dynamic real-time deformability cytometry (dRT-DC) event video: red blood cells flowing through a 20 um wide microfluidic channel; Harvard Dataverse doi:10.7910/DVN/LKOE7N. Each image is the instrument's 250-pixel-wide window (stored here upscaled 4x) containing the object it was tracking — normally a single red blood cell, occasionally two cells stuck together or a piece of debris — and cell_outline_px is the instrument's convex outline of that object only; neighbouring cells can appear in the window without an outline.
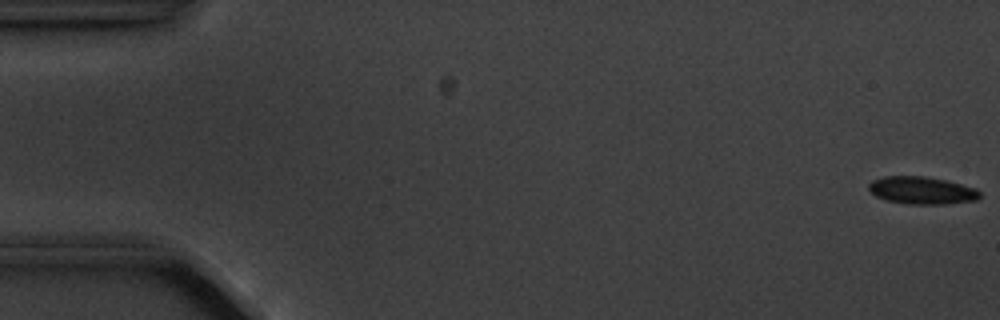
{"species": "common noctule bat (a hibernating species)", "species_latin": "Nyctalus noctula", "temperature_condition": "cold", "stored_images_in_passage": 5, "camera_frame_rate_fps": 3000, "um_per_image_px": 0.085, "animal": {"sex": "male", "body_mass_g": 20.1, "forearm_length_mm": 53.5}, "frame": {"image": 1, "passage_image": 1, "time_ms": 0.0, "image_size_px": [1000, 320], "cell_outline_px": [[980, 196], [976, 200], [944, 204], [908, 204], [884, 200], [876, 196], [868, 188], [868, 184], [872, 180], [884, 176], [924, 176], [948, 180], [976, 188], [980, 192]], "centroid_in_image_um": [78.35, 16.18], "position_along_channel_um": 6.7, "area_um2": 17.92}}
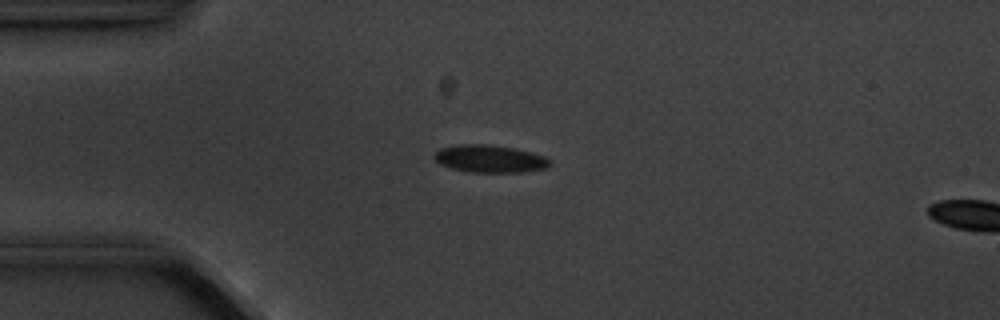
{"frame": {"image": 2, "passage_image": 4, "time_ms": 4.333, "image_size_px": [1000, 320], "cell_outline_px": [[552, 164], [544, 168], [520, 172], [472, 172], [452, 168], [440, 164], [432, 156], [440, 148], [460, 144], [488, 144], [512, 148], [532, 152], [544, 156]], "centroid_in_image_um": [41.61, 13.49], "position_along_channel_um": 43.4, "area_um2": 18.32}}